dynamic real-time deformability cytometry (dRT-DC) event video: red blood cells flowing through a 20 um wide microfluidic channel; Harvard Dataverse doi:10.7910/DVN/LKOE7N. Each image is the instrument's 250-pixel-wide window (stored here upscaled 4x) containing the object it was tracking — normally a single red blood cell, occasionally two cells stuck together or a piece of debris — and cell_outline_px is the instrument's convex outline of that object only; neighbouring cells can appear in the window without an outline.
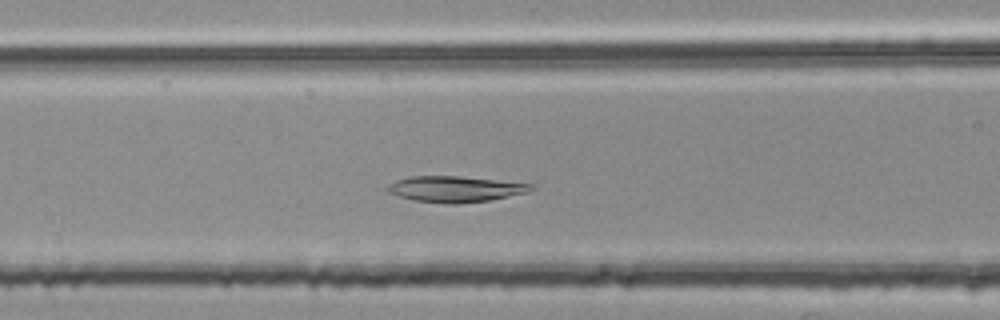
{"species": "common noctule bat (a hibernating species)", "species_latin": "Nyctalus noctula", "temperature_condition": "room temperature", "stored_images_in_passage": 45, "camera_frame_rate_fps": 3000, "um_per_image_px": 0.085, "animal": {"sex": "female", "body_mass_g": 25.1}, "frame": {"image": 1, "passage_image": 17, "time_ms": 5.333, "image_size_px": [1000, 320], "cell_outline_px": [[536, 188], [528, 192], [492, 200], [456, 204], [448, 204], [416, 200], [400, 196], [388, 192], [384, 188], [388, 184], [396, 180], [408, 176], [460, 176], [532, 184]], "centroid_in_image_um": [38.69, 16.07], "position_along_channel_um": 127.9, "area_um2": 21.73}}
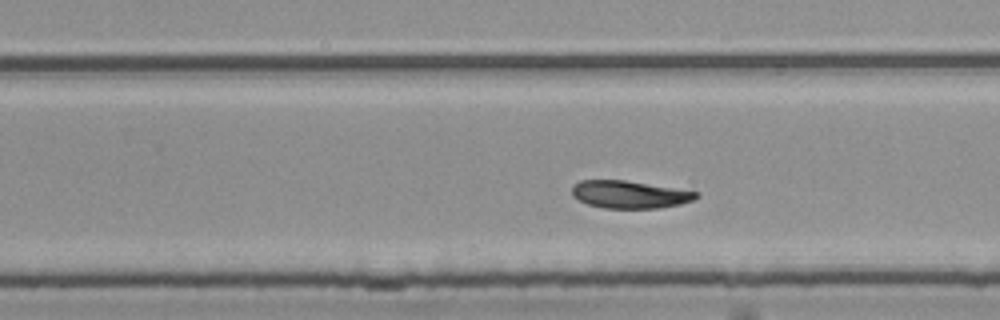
{"frame": {"image": 2, "passage_image": 29, "time_ms": 9.333, "image_size_px": [1000, 320], "cell_outline_px": [[700, 196], [692, 200], [680, 204], [660, 208], [604, 208], [588, 204], [572, 196], [572, 184], [580, 180], [624, 180], [700, 192]], "centroid_in_image_um": [53.51, 16.52], "position_along_channel_um": 276.3, "area_um2": 19.94}}
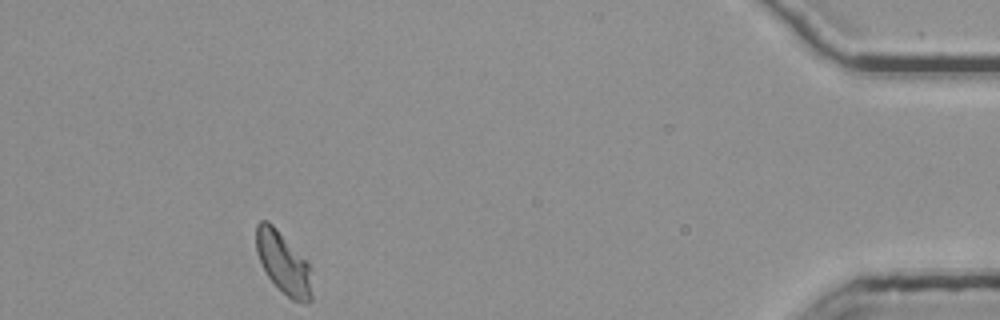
{"frame": {"image": 3, "passage_image": 45, "time_ms": 14.667, "image_size_px": [1000, 320], "cell_outline_px": [[312, 300], [308, 304], [304, 304], [292, 300], [268, 276], [256, 252], [256, 224], [260, 220], [268, 220], [308, 260], [312, 268]], "centroid_in_image_um": [24.14, 22.35], "position_along_channel_um": 411.1, "area_um2": 20.4}, "authors_computed_cell_mechanics": {"area_um2": 21.097, "velocity_mm_per_s": 3.7231, "shape_relaxation_time_tau1_ms": 4.5564, "shape_relaxation_time_tau2_ms": 5.7353, "deformation_change_tau1": 0.1295, "deformation_change_tau2": 0.0588}}